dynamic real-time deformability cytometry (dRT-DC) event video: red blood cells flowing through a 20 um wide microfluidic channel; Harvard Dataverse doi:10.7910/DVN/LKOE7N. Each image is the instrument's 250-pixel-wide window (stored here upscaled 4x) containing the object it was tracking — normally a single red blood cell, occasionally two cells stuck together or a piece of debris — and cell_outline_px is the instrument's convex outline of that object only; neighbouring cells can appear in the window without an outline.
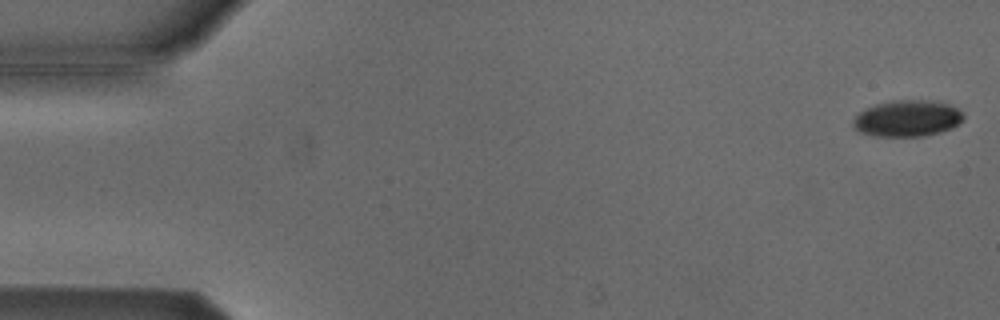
{"species": "Egyptian fruit bat (a non-hibernating species)", "species_latin": "Rousettus aegyptiacus", "temperature_condition": "cold", "stored_images_in_passage": 54, "camera_frame_rate_fps": 3000, "um_per_image_px": 0.085, "animal": {"sex": "male"}, "frame": {"image": 1, "passage_image": 1, "time_ms": 0.0, "image_size_px": [1000, 320], "cell_outline_px": [[964, 116], [952, 128], [940, 132], [920, 136], [876, 136], [860, 132], [852, 124], [852, 120], [860, 112], [876, 104], [892, 100], [932, 100], [948, 104], [964, 112]], "centroid_in_image_um": [77.12, 10.05], "position_along_channel_um": 7.9, "area_um2": 23.18}}
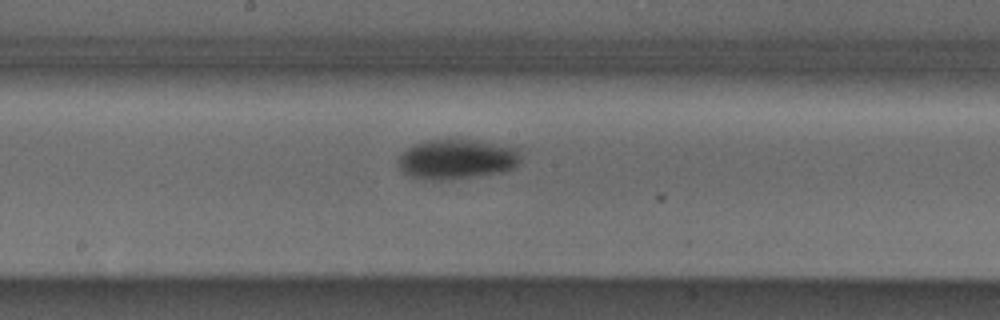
{"frame": {"image": 2, "passage_image": 28, "time_ms": 9.0, "image_size_px": [1000, 320], "cell_outline_px": [[520, 160], [512, 168], [504, 172], [440, 180], [424, 180], [408, 176], [396, 164], [396, 160], [408, 148], [416, 144], [428, 140], [480, 140], [516, 148], [520, 152]], "centroid_in_image_um": [38.8, 13.53], "position_along_channel_um": 209.4, "area_um2": 28.32}}
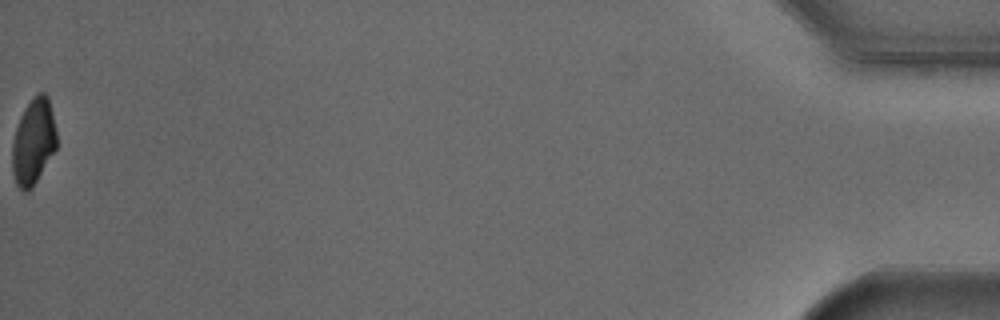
{"frame": {"image": 3, "passage_image": 54, "time_ms": 17.667, "image_size_px": [1000, 320], "cell_outline_px": [[56, 148], [32, 188], [28, 192], [24, 192], [16, 184], [12, 172], [12, 144], [16, 128], [20, 116], [24, 108], [40, 92], [44, 92], [48, 96], [52, 112], [56, 132]], "centroid_in_image_um": [2.83, 12.07], "position_along_channel_um": 432.4, "area_um2": 22.02}, "authors_computed_cell_mechanics": {"area_um2": 25.5765, "velocity_mm_per_s": 3.8011, "shape_relaxation_time_tau1_ms": 4.4526, "shape_relaxation_time_tau2_ms": null, "deformation_change_tau1": 0.1196, "deformation_change_tau2": null}}